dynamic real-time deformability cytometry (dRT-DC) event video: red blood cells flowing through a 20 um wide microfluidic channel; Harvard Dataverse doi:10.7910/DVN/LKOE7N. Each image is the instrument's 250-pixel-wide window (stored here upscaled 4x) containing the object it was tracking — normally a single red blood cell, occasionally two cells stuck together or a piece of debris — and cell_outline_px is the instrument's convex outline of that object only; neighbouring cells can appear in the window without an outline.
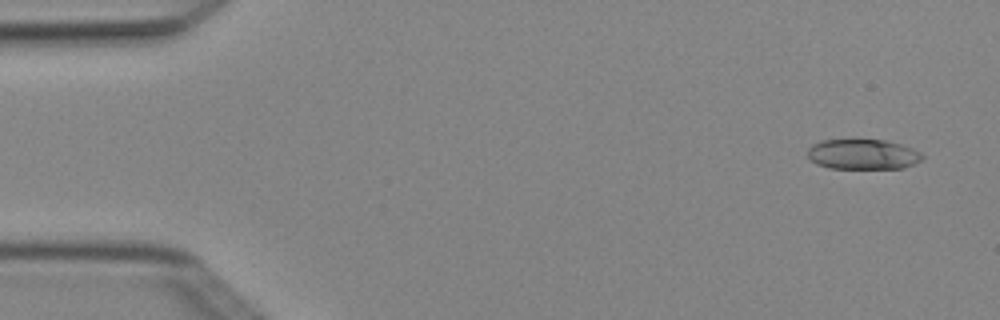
{"species": "Egyptian fruit bat (a non-hibernating species)", "species_latin": "Rousettus aegyptiacus", "temperature_condition": "cold", "stored_images_in_passage": 4, "camera_frame_rate_fps": 3000, "um_per_image_px": 0.085, "animal": {"sex": "female"}, "frame": {"image": 1, "passage_image": 1, "time_ms": 0.0, "image_size_px": [1000, 320], "cell_outline_px": [[924, 156], [920, 160], [904, 168], [828, 168], [816, 164], [808, 160], [808, 148], [812, 144], [820, 140], [884, 140], [900, 144], [912, 148], [920, 152]], "centroid_in_image_um": [73.29, 13.12], "position_along_channel_um": 11.7, "area_um2": 20.17}}
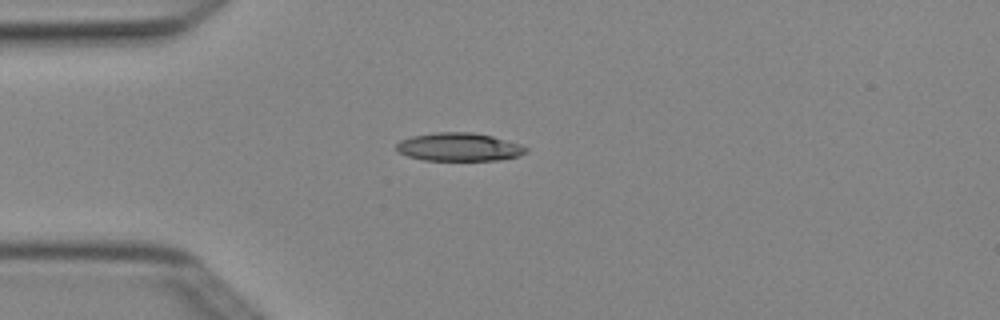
{"frame": {"image": 2, "passage_image": 4, "time_ms": 1.0, "image_size_px": [1000, 320], "cell_outline_px": [[528, 152], [520, 156], [500, 160], [424, 160], [408, 156], [400, 152], [396, 148], [396, 144], [400, 140], [412, 136], [436, 132], [472, 132], [492, 136], [520, 144], [528, 148]], "centroid_in_image_um": [39.05, 12.49], "position_along_channel_um": 46.0, "area_um2": 21.33}}